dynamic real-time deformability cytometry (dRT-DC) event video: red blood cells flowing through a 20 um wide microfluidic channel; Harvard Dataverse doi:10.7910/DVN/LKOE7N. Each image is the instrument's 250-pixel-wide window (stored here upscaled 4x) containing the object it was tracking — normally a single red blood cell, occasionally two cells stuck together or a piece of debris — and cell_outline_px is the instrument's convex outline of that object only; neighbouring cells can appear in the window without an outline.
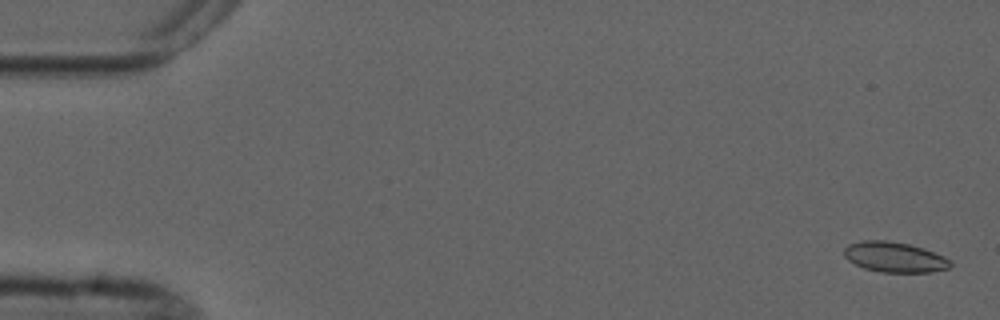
{"species": "common noctule bat (a hibernating species)", "species_latin": "Nyctalus noctula", "temperature_condition": "cold", "stored_images_in_passage": 7, "camera_frame_rate_fps": 3000, "um_per_image_px": 0.085, "animal": {"sex": "male", "forearm_length_mm": 52.5}, "frame": {"image": 1, "passage_image": 1, "time_ms": 0.0, "image_size_px": [1000, 320], "cell_outline_px": [[952, 264], [948, 268], [932, 272], [880, 272], [864, 268], [848, 260], [844, 256], [844, 248], [848, 244], [860, 240], [888, 240], [908, 244], [924, 248], [944, 256]], "centroid_in_image_um": [76.01, 21.84], "position_along_channel_um": 9.0, "area_um2": 18.79}}
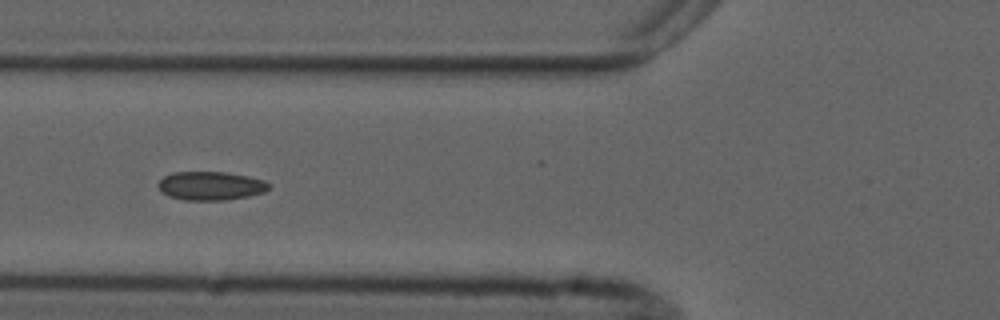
{"frame": {"image": 2, "passage_image": 6, "time_ms": 6.333, "image_size_px": [1000, 320], "cell_outline_px": [[272, 184], [264, 192], [248, 196], [224, 200], [184, 200], [168, 196], [160, 192], [156, 184], [164, 176], [172, 172], [224, 172], [248, 176], [264, 180]], "centroid_in_image_um": [17.87, 15.79], "position_along_channel_um": 107.9, "area_um2": 18.61}}
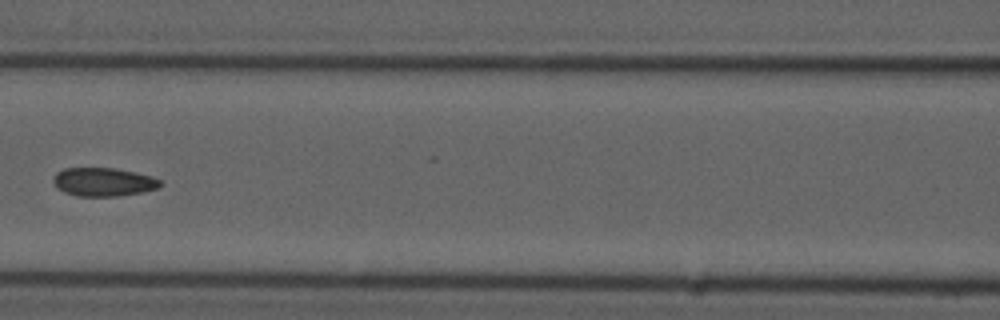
{"frame": {"image": 3, "passage_image": 7, "time_ms": 7.667, "image_size_px": [1000, 320], "cell_outline_px": [[164, 184], [156, 188], [140, 192], [116, 196], [76, 196], [64, 192], [56, 188], [52, 180], [56, 172], [64, 168], [116, 168], [136, 172], [152, 176], [160, 180]], "centroid_in_image_um": [8.76, 15.46], "position_along_channel_um": 157.8, "area_um2": 17.86}}